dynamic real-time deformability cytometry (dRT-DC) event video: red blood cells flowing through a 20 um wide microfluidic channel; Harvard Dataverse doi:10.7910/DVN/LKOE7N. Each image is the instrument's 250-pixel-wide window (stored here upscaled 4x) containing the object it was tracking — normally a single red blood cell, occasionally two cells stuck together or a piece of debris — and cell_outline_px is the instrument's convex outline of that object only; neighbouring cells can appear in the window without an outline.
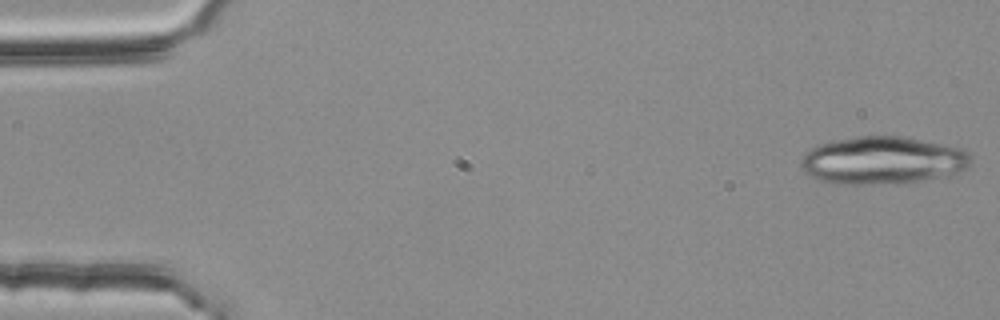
{"species": "common noctule bat (a hibernating species)", "species_latin": "Nyctalus noctula", "temperature_condition": "room temperature", "stored_images_in_passage": 5, "camera_frame_rate_fps": 3000, "um_per_image_px": 0.085, "animal": {"sex": "female", "body_mass_g": 25.1}, "frame": {"image": 1, "passage_image": 1, "time_ms": 0.0, "image_size_px": [1000, 320], "cell_outline_px": [[972, 164], [968, 168], [956, 172], [920, 180], [896, 184], [840, 184], [820, 180], [808, 176], [800, 168], [800, 164], [804, 152], [820, 144], [832, 140], [856, 136], [900, 136], [960, 148], [968, 152], [972, 160]], "centroid_in_image_um": [74.96, 13.63], "position_along_channel_um": 10.0, "area_um2": 47.11}}